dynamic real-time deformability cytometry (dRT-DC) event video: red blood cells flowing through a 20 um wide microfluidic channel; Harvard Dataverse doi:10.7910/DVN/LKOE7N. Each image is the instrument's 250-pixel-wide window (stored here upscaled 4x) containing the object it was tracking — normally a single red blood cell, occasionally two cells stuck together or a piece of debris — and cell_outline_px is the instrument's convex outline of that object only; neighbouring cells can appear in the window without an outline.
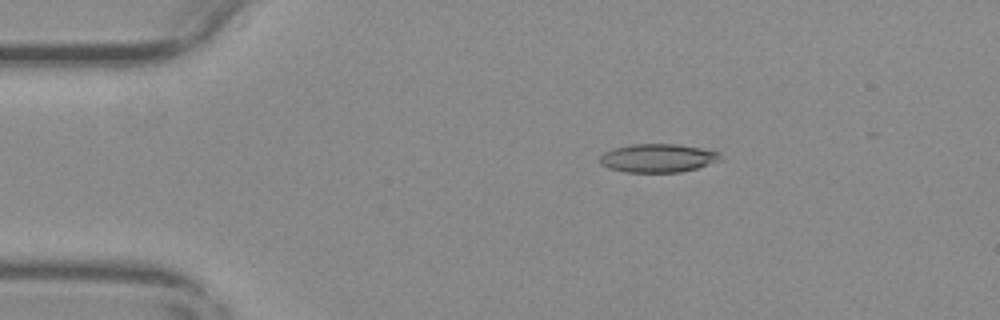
{"species": "common noctule bat (a hibernating species)", "species_latin": "Nyctalus noctula", "temperature_condition": "warm", "stored_images_in_passage": 55, "camera_frame_rate_fps": 3000, "um_per_image_px": 0.085, "animal": {"sex": "female", "body_mass_g": 29.2, "forearm_length_mm": 56.3}, "frame": {"image": 1, "passage_image": 10, "time_ms": 3.0, "image_size_px": [1000, 320], "cell_outline_px": [[720, 156], [716, 160], [696, 168], [680, 172], [624, 172], [608, 168], [600, 164], [600, 156], [604, 152], [612, 148], [632, 144], [676, 144], [700, 148], [720, 152]], "centroid_in_image_um": [55.83, 13.43], "position_along_channel_um": 29.2, "area_um2": 19.77}}
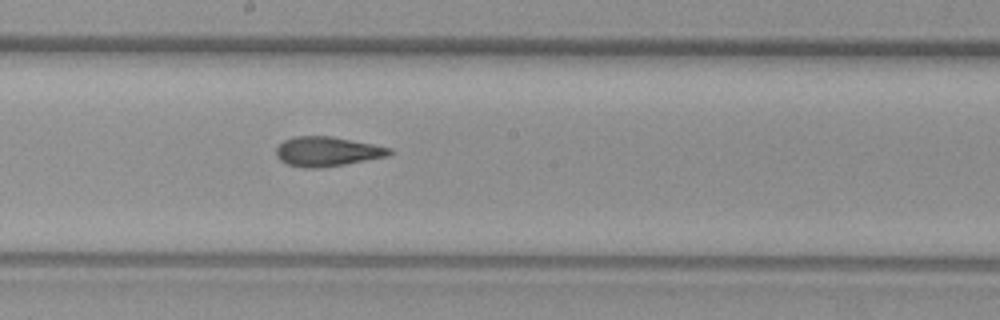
{"frame": {"image": 2, "passage_image": 30, "time_ms": 9.667, "image_size_px": [1000, 320], "cell_outline_px": [[392, 152], [388, 156], [344, 164], [320, 168], [304, 168], [284, 164], [276, 156], [276, 148], [284, 140], [296, 136], [332, 136], [392, 148]], "centroid_in_image_um": [27.77, 12.88], "position_along_channel_um": 220.4, "area_um2": 19.54}}
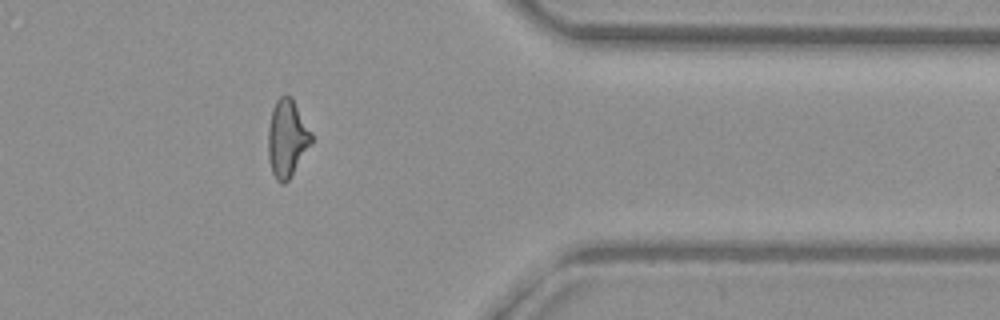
{"frame": {"image": 3, "passage_image": 45, "time_ms": 14.667, "image_size_px": [1000, 320], "cell_outline_px": [[312, 144], [288, 180], [284, 184], [280, 184], [276, 180], [272, 172], [268, 160], [268, 128], [272, 108], [276, 100], [284, 92], [292, 96], [312, 132]], "centroid_in_image_um": [24.4, 11.72], "position_along_channel_um": 387.0, "area_um2": 19.94}, "authors_computed_cell_mechanics": {"area_um2": 19.5364, "velocity_mm_per_s": 3.7057, "shape_relaxation_time_tau1_ms": null, "shape_relaxation_time_tau2_ms": 2.2329, "deformation_change_tau1": null, "deformation_change_tau2": 0.1155}}